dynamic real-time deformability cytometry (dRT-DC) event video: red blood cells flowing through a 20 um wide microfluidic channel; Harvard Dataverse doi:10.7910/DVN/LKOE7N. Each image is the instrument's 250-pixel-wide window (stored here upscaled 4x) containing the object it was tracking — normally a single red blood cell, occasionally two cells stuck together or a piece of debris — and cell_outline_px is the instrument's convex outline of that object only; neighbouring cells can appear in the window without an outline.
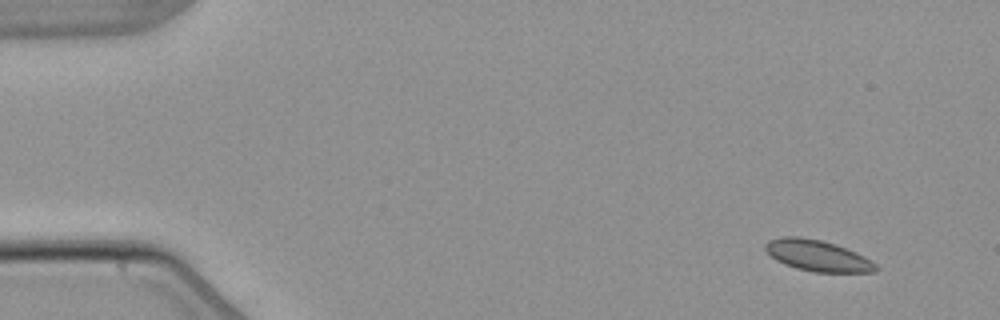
{"species": "common noctule bat (a hibernating species)", "species_latin": "Nyctalus noctula", "temperature_condition": "warm", "stored_images_in_passage": 4, "camera_frame_rate_fps": 3000, "um_per_image_px": 0.085, "animal": {"sex": "male", "body_mass_g": 21.5, "forearm_length_mm": 52.0}, "frame": {"image": 1, "passage_image": 1, "time_ms": 0.0, "image_size_px": [1000, 320], "cell_outline_px": [[880, 268], [876, 272], [816, 272], [796, 268], [784, 264], [776, 260], [764, 248], [764, 244], [768, 240], [784, 236], [796, 236], [820, 240], [836, 244], [856, 252], [864, 256], [876, 264]], "centroid_in_image_um": [69.5, 21.73], "position_along_channel_um": 15.5, "area_um2": 20.0}}
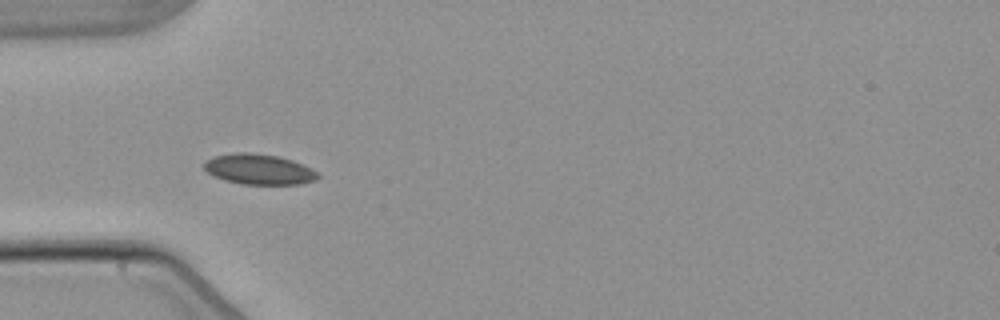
{"frame": {"image": 2, "passage_image": 4, "time_ms": 4.333, "image_size_px": [1000, 320], "cell_outline_px": [[320, 176], [316, 180], [300, 184], [244, 184], [224, 180], [212, 176], [204, 168], [204, 164], [208, 160], [216, 156], [236, 152], [252, 152], [280, 156], [292, 160], [316, 172]], "centroid_in_image_um": [22.0, 14.39], "position_along_channel_um": 63.0, "area_um2": 20.0}}